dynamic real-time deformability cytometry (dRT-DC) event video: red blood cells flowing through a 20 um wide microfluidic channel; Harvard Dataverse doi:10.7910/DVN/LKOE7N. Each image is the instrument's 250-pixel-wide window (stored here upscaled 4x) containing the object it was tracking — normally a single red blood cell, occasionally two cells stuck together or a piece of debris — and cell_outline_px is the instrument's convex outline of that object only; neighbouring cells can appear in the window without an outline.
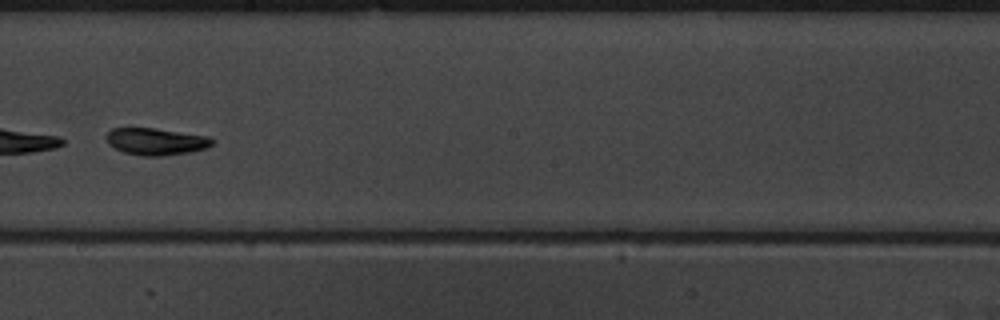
{"species": "common noctule bat (a hibernating species)", "species_latin": "Nyctalus noctula", "temperature_condition": "warm", "stored_images_in_passage": 51, "camera_frame_rate_fps": 3000, "um_per_image_px": 0.085, "animal": {"sex": "male", "body_mass_g": 19.5, "forearm_length_mm": 54.6}, "frame": {"image": 1, "passage_image": 29, "time_ms": 9.333, "image_size_px": [1000, 320], "cell_outline_px": [[212, 144], [208, 148], [192, 152], [160, 156], [144, 156], [124, 152], [108, 144], [104, 136], [112, 128], [156, 128], [208, 136], [212, 140]], "centroid_in_image_um": [13.25, 12.02], "position_along_channel_um": 235.0, "area_um2": 16.7}}
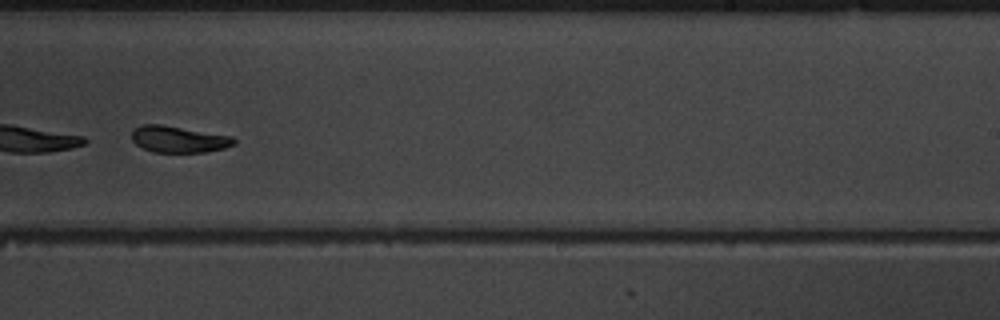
{"frame": {"image": 2, "passage_image": 32, "time_ms": 10.333, "image_size_px": [1000, 320], "cell_outline_px": [[236, 144], [224, 148], [204, 152], [152, 152], [136, 144], [132, 140], [132, 132], [136, 128], [144, 124], [160, 124], [232, 136], [236, 140]], "centroid_in_image_um": [15.2, 11.84], "position_along_channel_um": 273.8, "area_um2": 15.66}}
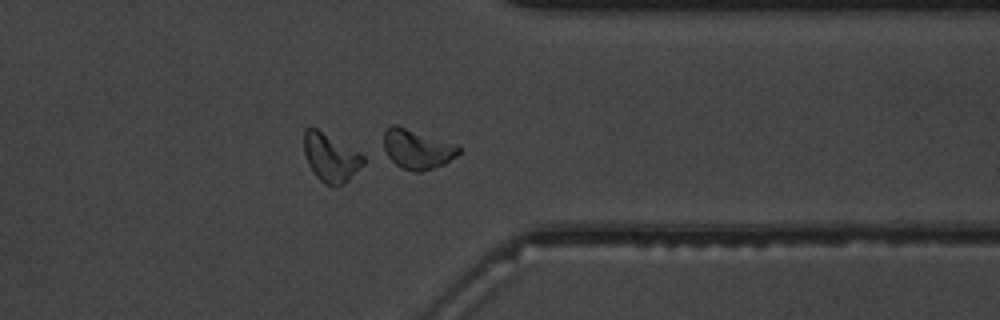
{"frame": {"image": 3, "passage_image": 40, "time_ms": 13.0, "image_size_px": [1000, 320], "cell_outline_px": [[364, 164], [348, 180], [336, 188], [324, 184], [316, 176], [308, 164], [304, 152], [304, 132], [308, 128], [316, 128], [360, 152], [364, 156]], "centroid_in_image_um": [28.12, 13.42], "position_along_channel_um": 383.3, "area_um2": 16.65}, "authors_computed_cell_mechanics": {"area_um2": 29.4202, "velocity_mm_per_s": 3.8887, "shape_relaxation_time_tau1_ms": 1.3873, "shape_relaxation_time_tau2_ms": 2.3049, "deformation_change_tau1": 0.2617, "deformation_change_tau2": 0.0863}}